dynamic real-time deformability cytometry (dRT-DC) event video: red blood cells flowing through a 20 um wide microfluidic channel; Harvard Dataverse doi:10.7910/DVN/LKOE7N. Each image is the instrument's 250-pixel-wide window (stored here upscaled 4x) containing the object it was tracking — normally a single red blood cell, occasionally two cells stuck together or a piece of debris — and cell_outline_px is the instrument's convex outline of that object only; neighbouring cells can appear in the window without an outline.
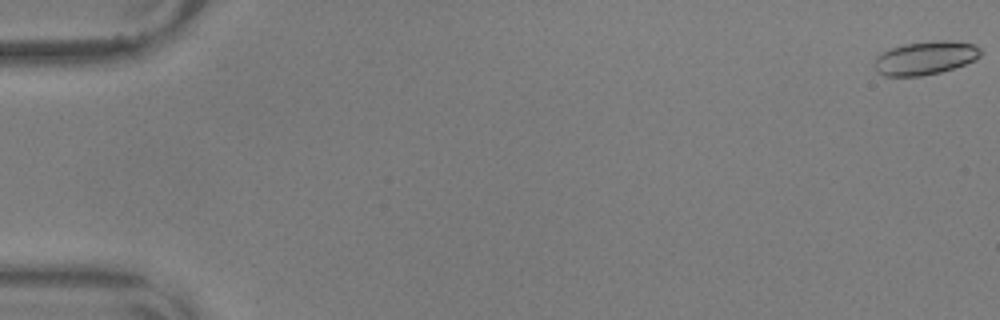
{"species": "common noctule bat (a hibernating species)", "species_latin": "Nyctalus noctula", "temperature_condition": "warm", "stored_images_in_passage": 36, "camera_frame_rate_fps": 3000, "um_per_image_px": 0.085, "animal": {"sex": "male", "body_mass_g": 17.9, "forearm_length_mm": 54.2}, "frame": {"image": 1, "passage_image": 1, "time_ms": 0.0, "image_size_px": [1000, 320], "cell_outline_px": [[980, 56], [964, 64], [940, 72], [920, 76], [884, 76], [876, 72], [876, 56], [880, 52], [904, 44], [936, 40], [948, 40], [972, 44], [980, 48]], "centroid_in_image_um": [78.61, 4.92], "position_along_channel_um": 6.4, "area_um2": 20.46}}
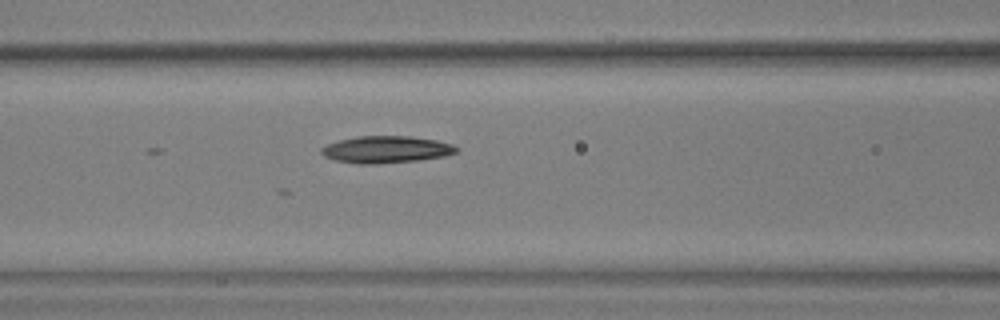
{"frame": {"image": 2, "passage_image": 25, "time_ms": 8.0, "image_size_px": [1000, 320], "cell_outline_px": [[460, 148], [456, 152], [444, 156], [416, 160], [376, 164], [356, 164], [336, 160], [324, 156], [320, 152], [320, 148], [328, 144], [340, 140], [356, 136], [408, 136], [436, 140], [452, 144]], "centroid_in_image_um": [32.81, 12.7], "position_along_channel_um": 133.8, "area_um2": 21.15}}
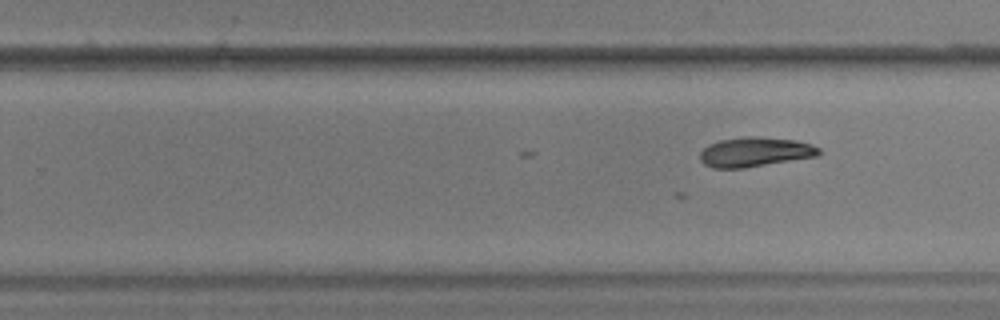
{"frame": {"image": 3, "passage_image": 36, "time_ms": 11.667, "image_size_px": [1000, 320], "cell_outline_px": [[820, 152], [816, 156], [744, 168], [712, 168], [704, 164], [700, 160], [700, 152], [708, 144], [720, 140], [744, 136], [756, 136], [796, 140], [812, 144], [820, 148]], "centroid_in_image_um": [64.15, 12.91], "position_along_channel_um": 265.7, "area_um2": 20.52}}